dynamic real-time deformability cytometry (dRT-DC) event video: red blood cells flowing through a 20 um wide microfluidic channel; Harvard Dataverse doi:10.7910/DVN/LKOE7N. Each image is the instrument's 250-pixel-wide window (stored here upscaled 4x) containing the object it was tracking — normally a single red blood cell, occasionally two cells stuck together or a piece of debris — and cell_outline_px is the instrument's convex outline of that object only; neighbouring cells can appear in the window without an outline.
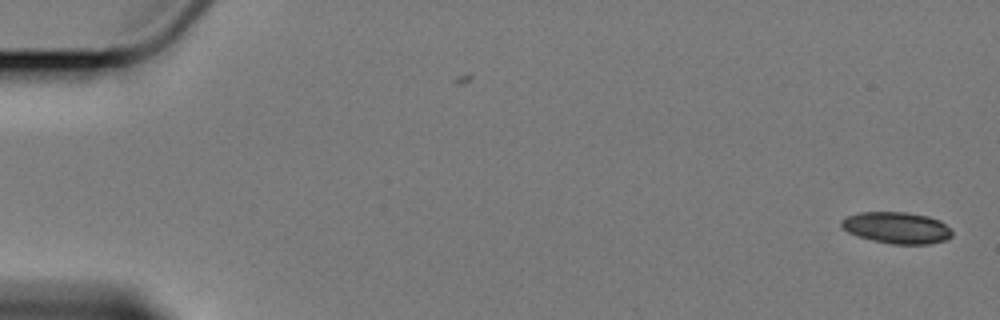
{"species": "Egyptian fruit bat (a non-hibernating species)", "species_latin": "Rousettus aegyptiacus", "temperature_condition": "cold", "stored_images_in_passage": 2, "camera_frame_rate_fps": 3000, "um_per_image_px": 0.085, "animal": {"sex": "female"}, "frame": {"image": 1, "passage_image": 2, "time_ms": 1.0, "image_size_px": [1000, 320], "cell_outline_px": [[952, 236], [944, 240], [928, 244], [892, 244], [872, 240], [856, 236], [848, 232], [840, 224], [840, 220], [848, 216], [860, 212], [904, 212], [928, 216], [940, 220], [952, 232]], "centroid_in_image_um": [76.2, 19.36], "position_along_channel_um": 8.8, "area_um2": 20.23}}